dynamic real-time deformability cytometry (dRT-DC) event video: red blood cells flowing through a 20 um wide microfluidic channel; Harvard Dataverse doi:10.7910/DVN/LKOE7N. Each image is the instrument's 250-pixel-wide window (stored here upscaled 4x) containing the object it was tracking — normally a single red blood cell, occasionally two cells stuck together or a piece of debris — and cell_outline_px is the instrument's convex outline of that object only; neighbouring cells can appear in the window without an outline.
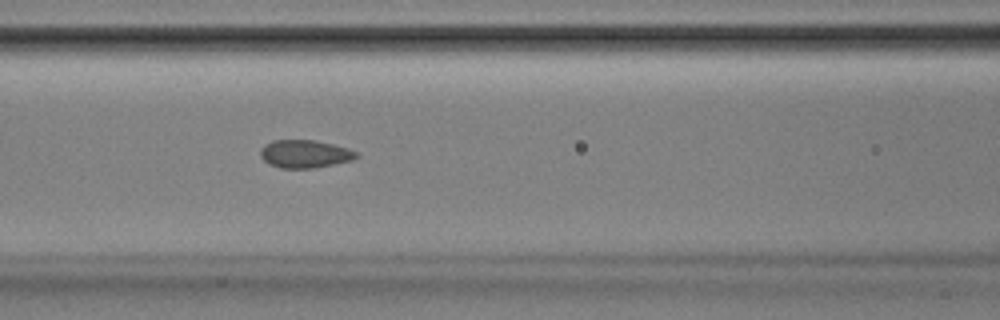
{"species": "Egyptian fruit bat (a non-hibernating species)", "species_latin": "Rousettus aegyptiacus", "temperature_condition": "room temperature", "stored_images_in_passage": 47, "camera_frame_rate_fps": 3000, "um_per_image_px": 0.085, "animal": {"sex": "male"}, "frame": {"image": 1, "passage_image": 17, "time_ms": 5.333, "image_size_px": [1000, 320], "cell_outline_px": [[360, 156], [352, 160], [316, 168], [280, 168], [268, 164], [260, 156], [260, 148], [264, 144], [272, 140], [316, 140], [348, 148], [356, 152]], "centroid_in_image_um": [25.89, 13.08], "position_along_channel_um": 140.7, "area_um2": 15.78}}
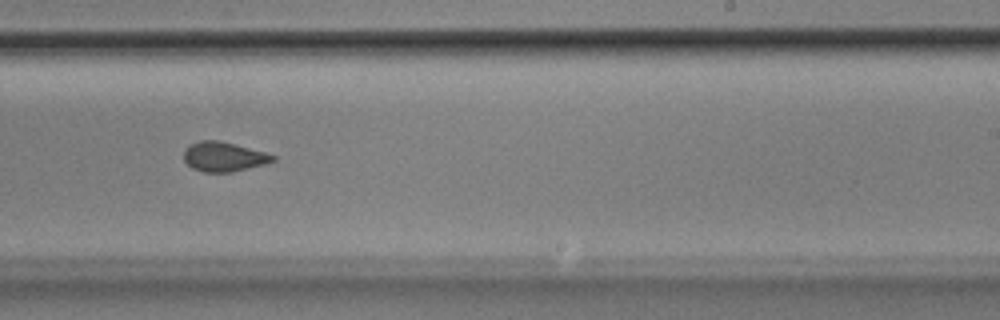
{"frame": {"image": 2, "passage_image": 27, "time_ms": 8.667, "image_size_px": [1000, 320], "cell_outline_px": [[276, 160], [264, 164], [232, 172], [204, 172], [192, 168], [184, 160], [184, 148], [188, 144], [200, 140], [220, 140], [236, 144], [264, 152], [276, 156]], "centroid_in_image_um": [18.99, 13.3], "position_along_channel_um": 270.0, "area_um2": 15.43}}
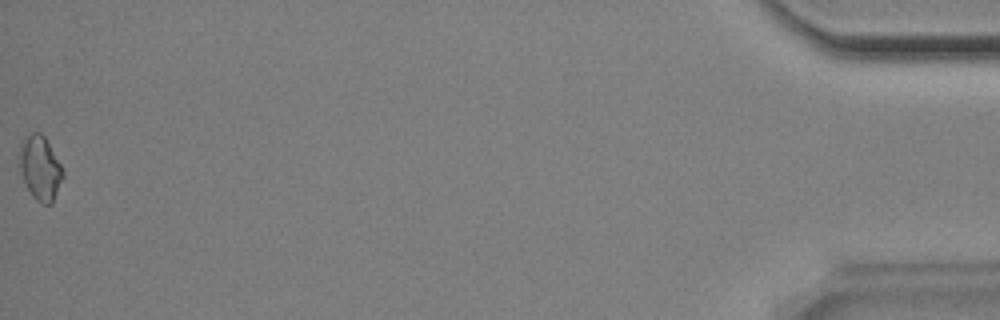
{"frame": {"image": 3, "passage_image": 47, "time_ms": 15.333, "image_size_px": [1000, 320], "cell_outline_px": [[64, 176], [52, 204], [44, 204], [36, 200], [32, 196], [20, 172], [20, 140], [32, 132], [40, 132], [44, 136], [60, 164], [64, 172]], "centroid_in_image_um": [3.41, 14.28], "position_along_channel_um": 431.8, "area_um2": 16.13}, "authors_computed_cell_mechanics": {"area_um2": 15.6638, "velocity_mm_per_s": 3.8916, "shape_relaxation_time_tau1_ms": null, "shape_relaxation_time_tau2_ms": 1.6668, "deformation_change_tau1": null, "deformation_change_tau2": 0.0617}}